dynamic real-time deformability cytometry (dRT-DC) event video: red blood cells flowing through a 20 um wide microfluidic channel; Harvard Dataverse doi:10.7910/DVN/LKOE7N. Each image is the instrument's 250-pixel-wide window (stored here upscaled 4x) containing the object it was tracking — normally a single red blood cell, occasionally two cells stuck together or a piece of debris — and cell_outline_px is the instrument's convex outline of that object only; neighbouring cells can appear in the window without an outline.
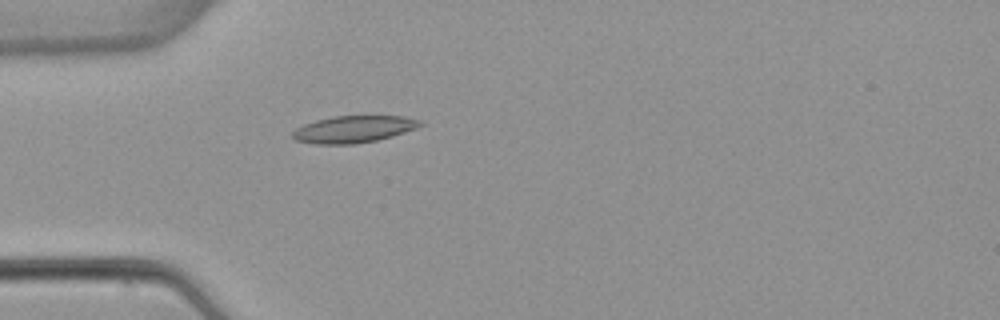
{"species": "common noctule bat (a hibernating species)", "species_latin": "Nyctalus noctula", "temperature_condition": "warm", "stored_images_in_passage": 5, "camera_frame_rate_fps": 3000, "um_per_image_px": 0.085, "animal": {"sex": "female", "body_mass_g": 22.7, "forearm_length_mm": 54.2}, "frame": {"image": 1, "passage_image": 5, "time_ms": 5.0, "image_size_px": [1000, 320], "cell_outline_px": [[424, 124], [416, 128], [392, 136], [376, 140], [352, 144], [312, 144], [296, 140], [292, 136], [292, 132], [296, 128], [304, 124], [316, 120], [332, 116], [404, 116], [420, 120]], "centroid_in_image_um": [30.04, 10.98], "position_along_channel_um": 55.0, "area_um2": 20.0}}